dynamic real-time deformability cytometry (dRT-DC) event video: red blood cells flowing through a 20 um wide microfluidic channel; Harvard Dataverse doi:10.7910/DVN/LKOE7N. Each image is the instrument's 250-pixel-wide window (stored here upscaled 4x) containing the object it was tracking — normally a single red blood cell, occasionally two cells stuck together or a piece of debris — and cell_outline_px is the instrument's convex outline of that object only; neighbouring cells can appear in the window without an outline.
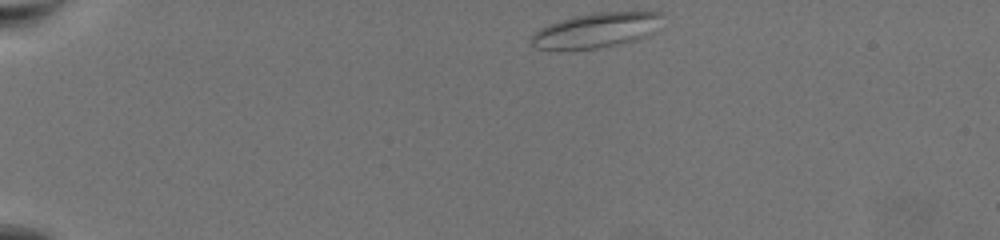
{"species": "common noctule bat (a hibernating species)", "species_latin": "Nyctalus noctula", "temperature_condition": "warm", "stored_images_in_passage": 51, "camera_frame_rate_fps": 3000, "um_per_image_px": 0.085, "animal": {"sex": "female", "body_mass_g": 19.5, "forearm_length_mm": 54.1}, "frame": {"image": 1, "passage_image": 1, "time_ms": 0.0, "image_size_px": [1000, 240], "cell_outline_px": [[664, 12], [652, 32], [648, 36], [636, 40], [596, 48], [536, 48], [528, 44], [532, 36], [540, 28], [548, 24], [572, 16], [596, 12]], "centroid_in_image_um": [50.65, 2.55], "position_along_channel_um": 34.4, "area_um2": 26.07}}
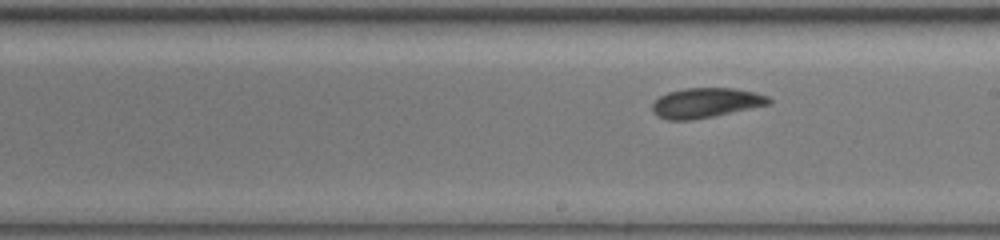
{"frame": {"image": 2, "passage_image": 26, "time_ms": 8.333, "image_size_px": [1000, 240], "cell_outline_px": [[772, 104], [692, 120], [668, 120], [656, 116], [652, 112], [652, 104], [660, 96], [668, 92], [684, 88], [732, 88], [756, 92], [768, 96], [772, 100]], "centroid_in_image_um": [59.99, 8.74], "position_along_channel_um": 229.0, "area_um2": 20.35}}
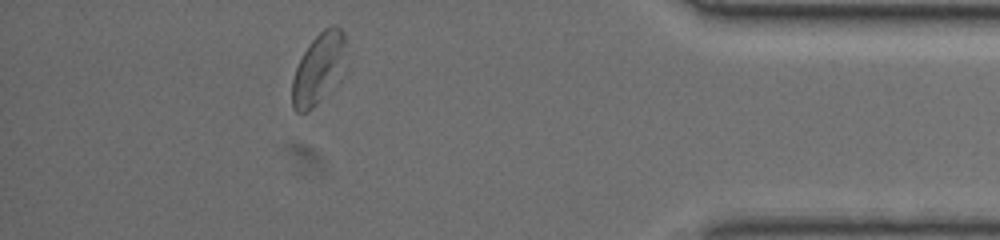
{"frame": {"image": 3, "passage_image": 45, "time_ms": 14.667, "image_size_px": [1000, 240], "cell_outline_px": [[344, 40], [332, 76], [320, 100], [308, 112], [296, 112], [292, 108], [292, 80], [296, 68], [308, 44], [324, 28], [332, 24], [336, 24], [344, 32]], "centroid_in_image_um": [26.89, 5.81], "position_along_channel_um": 408.3, "area_um2": 19.77}, "authors_computed_cell_mechanics": {"area_um2": 20.5768, "velocity_mm_per_s": 3.3617, "shape_relaxation_time_tau1_ms": 6.2791, "shape_relaxation_time_tau2_ms": 2.4853, "deformation_change_tau1": 0.1172, "deformation_change_tau2": 0.0879}}